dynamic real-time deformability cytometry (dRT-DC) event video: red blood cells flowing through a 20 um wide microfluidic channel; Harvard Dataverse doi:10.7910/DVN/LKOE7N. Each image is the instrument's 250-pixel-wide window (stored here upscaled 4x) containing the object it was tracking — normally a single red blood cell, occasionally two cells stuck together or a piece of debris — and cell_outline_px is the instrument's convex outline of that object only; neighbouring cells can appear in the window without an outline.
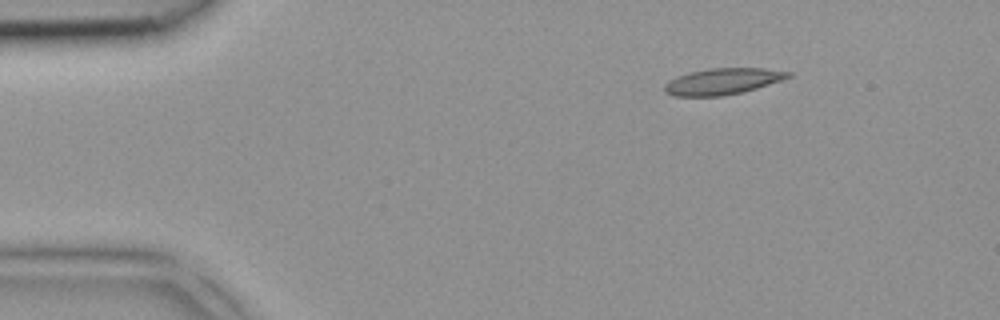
{"species": "common noctule bat (a hibernating species)", "species_latin": "Nyctalus noctula", "temperature_condition": "room temperature", "stored_images_in_passage": 2, "camera_frame_rate_fps": 3000, "um_per_image_px": 0.085, "animal": {"sex": "female", "body_mass_g": 18.4}, "frame": {"image": 1, "passage_image": 1, "time_ms": 0.0, "image_size_px": [1000, 320], "cell_outline_px": [[792, 76], [744, 92], [724, 96], [672, 96], [664, 92], [664, 84], [668, 80], [676, 76], [688, 72], [708, 68], [764, 68], [792, 72]], "centroid_in_image_um": [61.37, 6.92], "position_along_channel_um": 23.6, "area_um2": 19.13}}